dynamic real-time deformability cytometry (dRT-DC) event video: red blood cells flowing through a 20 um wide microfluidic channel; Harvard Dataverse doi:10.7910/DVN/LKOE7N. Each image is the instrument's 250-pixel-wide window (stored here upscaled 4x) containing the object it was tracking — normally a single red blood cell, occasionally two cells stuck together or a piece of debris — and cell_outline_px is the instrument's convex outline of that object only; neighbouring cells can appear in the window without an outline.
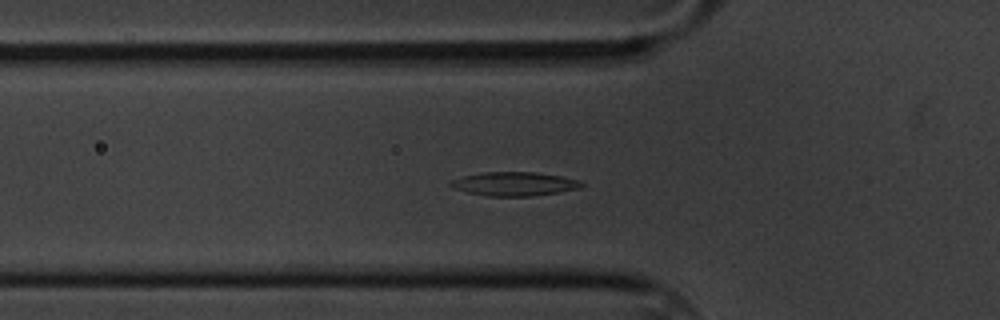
{"species": "common noctule bat (a hibernating species)", "species_latin": "Nyctalus noctula", "temperature_condition": "cold", "stored_images_in_passage": 59, "camera_frame_rate_fps": 3000, "um_per_image_px": 0.085, "animal": {"sex": "male", "body_mass_g": 20.1, "forearm_length_mm": 53.5}, "frame": {"image": 1, "passage_image": 19, "time_ms": 6.0, "image_size_px": [1000, 320], "cell_outline_px": [[584, 184], [580, 188], [560, 192], [532, 196], [488, 196], [468, 192], [452, 188], [448, 184], [452, 180], [464, 176], [484, 172], [536, 172], [560, 176], [576, 180]], "centroid_in_image_um": [43.7, 15.63], "position_along_channel_um": 82.1, "area_um2": 18.03}}
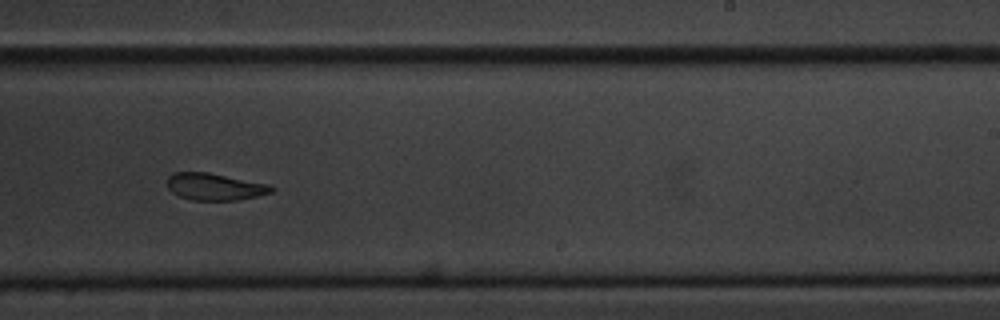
{"frame": {"image": 2, "passage_image": 36, "time_ms": 11.667, "image_size_px": [1000, 320], "cell_outline_px": [[276, 188], [272, 192], [256, 196], [236, 200], [192, 200], [180, 196], [172, 192], [168, 188], [168, 176], [172, 172], [208, 172], [272, 184]], "centroid_in_image_um": [18.29, 15.86], "position_along_channel_um": 270.7, "area_um2": 16.53}}
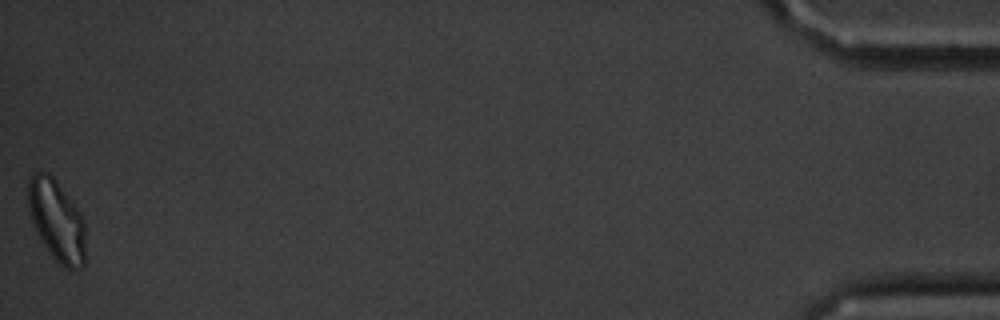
{"frame": {"image": 3, "passage_image": 59, "time_ms": 19.333, "image_size_px": [1000, 320], "cell_outline_px": [[84, 268], [64, 268], [52, 256], [40, 240], [36, 232], [28, 208], [28, 176], [36, 172], [48, 172], [56, 180], [80, 212], [84, 220]], "centroid_in_image_um": [4.8, 18.73], "position_along_channel_um": 430.4, "area_um2": 27.11}, "authors_computed_cell_mechanics": {"area_um2": 17.629, "velocity_mm_per_s": 3.3196, "shape_relaxation_time_tau1_ms": 6.3242, "shape_relaxation_time_tau2_ms": 3.997, "deformation_change_tau1": 0.1446, "deformation_change_tau2": 0.1051}}